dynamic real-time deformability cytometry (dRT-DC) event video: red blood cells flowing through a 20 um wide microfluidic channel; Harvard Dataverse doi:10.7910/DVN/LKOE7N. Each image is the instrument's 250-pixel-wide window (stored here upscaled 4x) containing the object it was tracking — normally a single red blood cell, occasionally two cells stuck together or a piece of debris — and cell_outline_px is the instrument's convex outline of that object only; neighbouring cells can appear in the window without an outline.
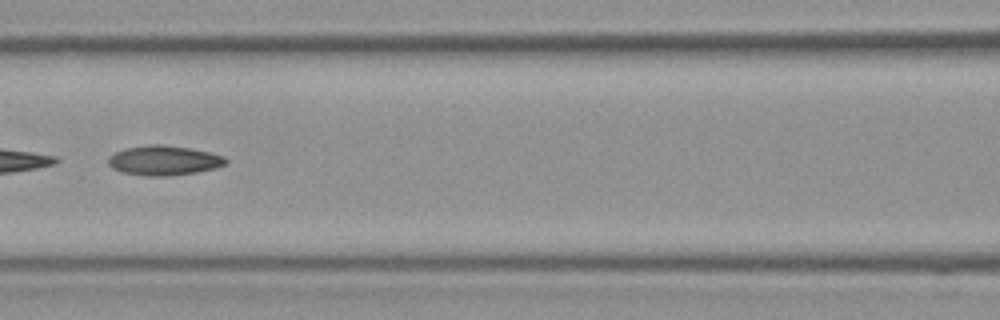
{"species": "Egyptian fruit bat (a non-hibernating species)", "species_latin": "Rousettus aegyptiacus", "temperature_condition": "room temperature", "stored_images_in_passage": 35, "segment_of_instrument_passage": [2, 2], "camera_frame_rate_fps": 3000, "um_per_image_px": 0.085, "frame": {"image": 1, "passage_image": 16, "time_ms": 5.0, "image_size_px": [1000, 320], "cell_outline_px": [[228, 160], [224, 164], [216, 168], [196, 172], [168, 176], [148, 176], [124, 172], [112, 168], [108, 164], [108, 156], [124, 148], [148, 144], [160, 144], [192, 148], [224, 156]], "centroid_in_image_um": [13.92, 13.62], "position_along_channel_um": 152.7, "area_um2": 20.35}}
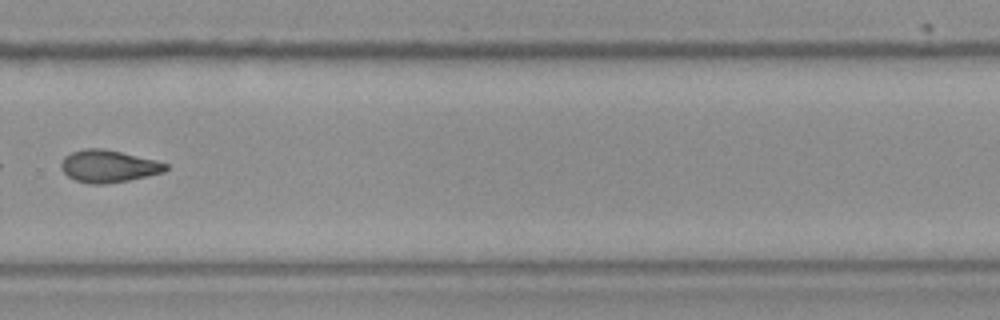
{"frame": {"image": 2, "passage_image": 25, "time_ms": 8.0, "image_size_px": [1000, 320], "cell_outline_px": [[168, 168], [164, 172], [148, 176], [128, 180], [104, 184], [92, 184], [76, 180], [68, 176], [60, 168], [60, 164], [64, 156], [72, 152], [84, 148], [104, 148], [156, 160], [168, 164]], "centroid_in_image_um": [9.21, 14.12], "position_along_channel_um": 320.6, "area_um2": 19.71}}
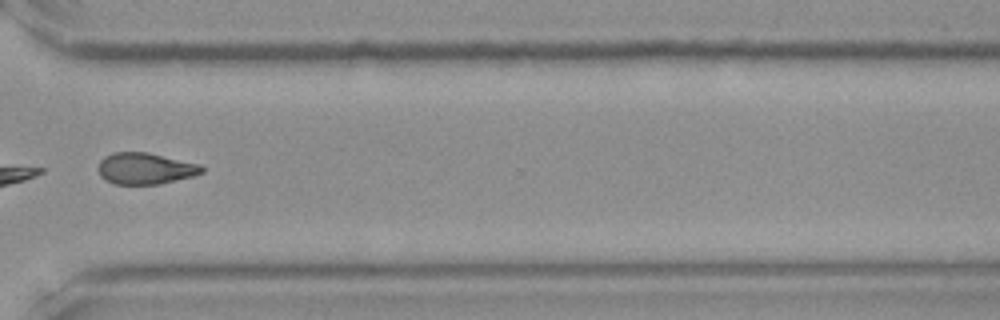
{"frame": {"image": 3, "passage_image": 27, "time_ms": 8.667, "image_size_px": [1000, 320], "cell_outline_px": [[204, 172], [192, 176], [160, 184], [116, 184], [104, 180], [100, 176], [96, 168], [100, 160], [104, 156], [112, 152], [148, 152], [200, 164], [204, 168]], "centroid_in_image_um": [12.31, 14.32], "position_along_channel_um": 358.3, "area_um2": 19.19}}